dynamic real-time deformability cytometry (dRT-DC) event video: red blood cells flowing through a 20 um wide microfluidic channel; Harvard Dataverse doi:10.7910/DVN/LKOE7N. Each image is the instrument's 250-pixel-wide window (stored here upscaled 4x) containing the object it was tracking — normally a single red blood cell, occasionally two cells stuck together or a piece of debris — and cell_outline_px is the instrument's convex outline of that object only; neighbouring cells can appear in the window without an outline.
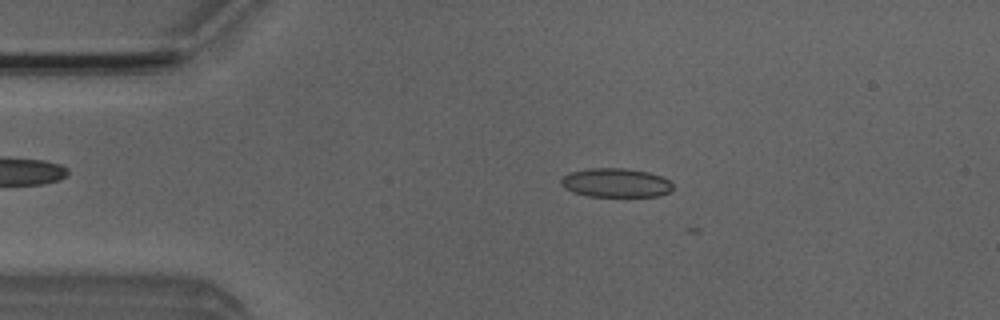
{"species": "Egyptian fruit bat (a non-hibernating species)", "species_latin": "Rousettus aegyptiacus", "temperature_condition": "room temperature", "stored_images_in_passage": 10, "camera_frame_rate_fps": 3000, "um_per_image_px": 0.085, "animal": {"sex": "male"}, "frame": {"image": 1, "passage_image": 9, "time_ms": 2.667, "image_size_px": [1000, 320], "cell_outline_px": [[672, 188], [668, 192], [660, 196], [588, 196], [572, 192], [564, 188], [560, 184], [560, 180], [568, 172], [588, 168], [624, 168], [648, 172], [664, 176], [672, 184]], "centroid_in_image_um": [52.31, 15.53], "position_along_channel_um": 32.7, "area_um2": 19.02}}